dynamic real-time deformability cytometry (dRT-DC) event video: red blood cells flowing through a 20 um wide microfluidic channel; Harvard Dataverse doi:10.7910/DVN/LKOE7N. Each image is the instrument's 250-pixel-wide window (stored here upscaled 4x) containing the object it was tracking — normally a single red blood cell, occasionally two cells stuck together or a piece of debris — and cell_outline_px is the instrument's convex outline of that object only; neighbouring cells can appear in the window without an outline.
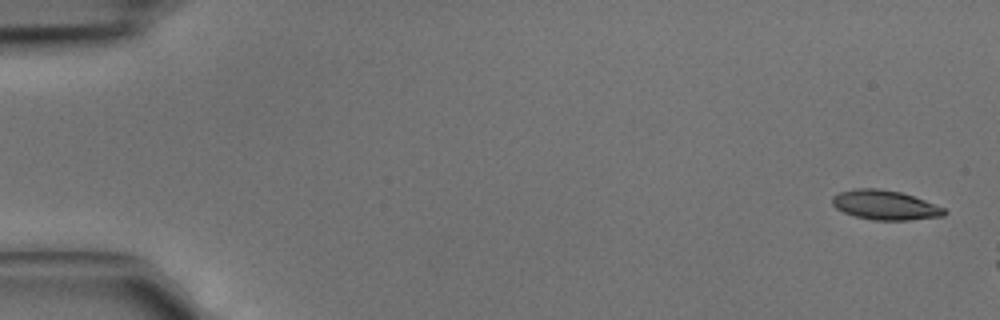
{"species": "common noctule bat (a hibernating species)", "species_latin": "Nyctalus noctula", "temperature_condition": "cold", "stored_images_in_passage": 3, "camera_frame_rate_fps": 3000, "um_per_image_px": 0.085, "animal": {"sex": "male", "body_mass_g": 15.6}, "frame": {"image": 1, "passage_image": 1, "time_ms": 0.0, "image_size_px": [1000, 320], "cell_outline_px": [[948, 212], [944, 216], [908, 220], [872, 220], [856, 216], [844, 212], [836, 208], [832, 204], [832, 196], [840, 192], [852, 188], [876, 188], [900, 192], [924, 200], [944, 208]], "centroid_in_image_um": [75.21, 17.43], "position_along_channel_um": 9.8, "area_um2": 19.19}}